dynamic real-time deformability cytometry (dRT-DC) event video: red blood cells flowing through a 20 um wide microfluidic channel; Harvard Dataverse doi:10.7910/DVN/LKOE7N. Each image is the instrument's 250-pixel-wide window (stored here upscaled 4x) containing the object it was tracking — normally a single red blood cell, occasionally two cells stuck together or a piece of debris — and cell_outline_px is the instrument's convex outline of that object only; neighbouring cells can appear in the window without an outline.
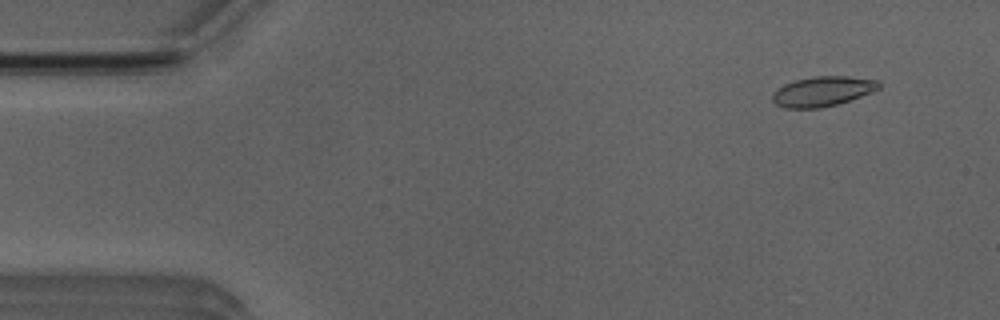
{"species": "Egyptian fruit bat (a non-hibernating species)", "species_latin": "Rousettus aegyptiacus", "temperature_condition": "room temperature", "stored_images_in_passage": 52, "camera_frame_rate_fps": 3000, "um_per_image_px": 0.085, "animal": {"sex": "male"}, "frame": {"image": 1, "passage_image": 3, "time_ms": 0.667, "image_size_px": [1000, 320], "cell_outline_px": [[880, 88], [872, 92], [836, 104], [820, 108], [784, 108], [776, 104], [772, 100], [772, 92], [784, 84], [796, 80], [816, 76], [848, 76], [880, 80]], "centroid_in_image_um": [69.91, 7.76], "position_along_channel_um": 15.1, "area_um2": 18.5}}
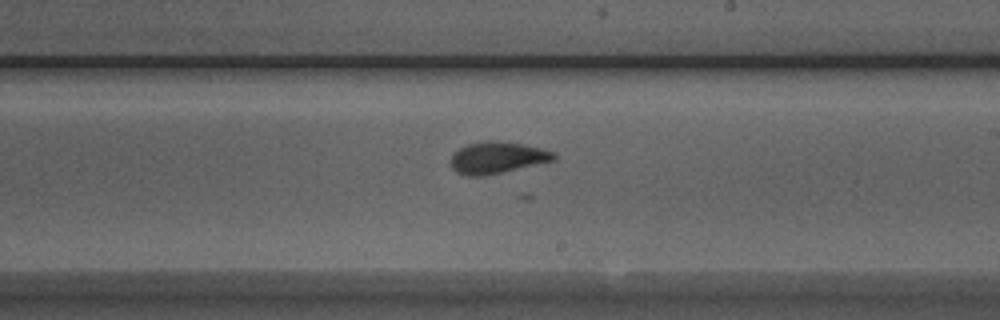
{"frame": {"image": 2, "passage_image": 29, "time_ms": 9.333, "image_size_px": [1000, 320], "cell_outline_px": [[556, 160], [484, 176], [468, 176], [456, 172], [452, 168], [452, 156], [460, 148], [468, 144], [484, 140], [488, 140], [524, 144], [556, 152]], "centroid_in_image_um": [42.3, 13.4], "position_along_channel_um": 246.7, "area_um2": 18.9}}
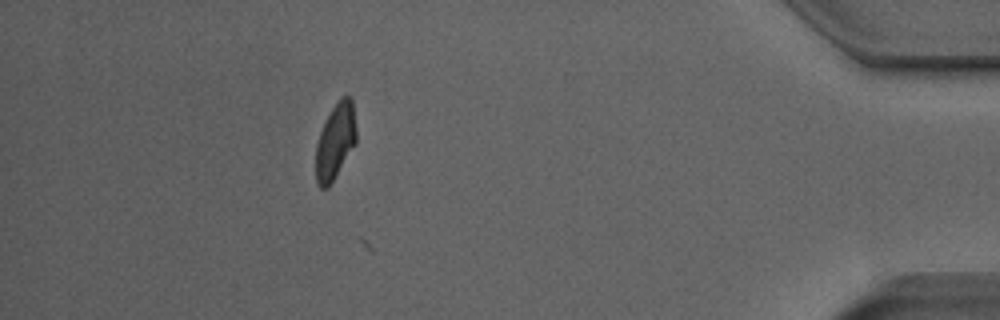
{"frame": {"image": 3, "passage_image": 46, "time_ms": 15.0, "image_size_px": [1000, 320], "cell_outline_px": [[356, 144], [328, 188], [320, 188], [316, 184], [316, 144], [320, 132], [332, 108], [344, 96], [348, 96], [352, 100], [356, 128]], "centroid_in_image_um": [28.5, 12.07], "position_along_channel_um": 406.7, "area_um2": 17.69}, "authors_computed_cell_mechanics": {"area_um2": 18.3804, "velocity_mm_per_s": 3.8337, "shape_relaxation_time_tau1_ms": null, "shape_relaxation_time_tau2_ms": 0.8031, "deformation_change_tau1": null, "deformation_change_tau2": 0.0581}}